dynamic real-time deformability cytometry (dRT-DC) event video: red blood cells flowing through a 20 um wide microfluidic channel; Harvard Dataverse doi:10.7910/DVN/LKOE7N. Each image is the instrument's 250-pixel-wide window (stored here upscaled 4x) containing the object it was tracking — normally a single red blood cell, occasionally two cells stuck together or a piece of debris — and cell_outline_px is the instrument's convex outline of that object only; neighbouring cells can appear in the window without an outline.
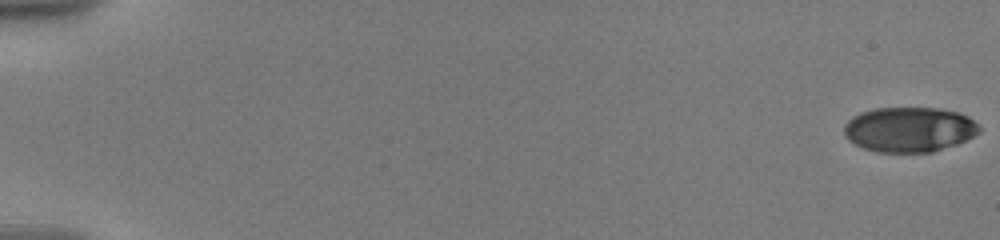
{"species": "human", "species_latin": "Homo sapiens", "temperature_condition": "warm", "stored_images_in_passage": 50, "camera_frame_rate_fps": 3000, "um_per_image_px": 0.085, "donor": {"sex": "male"}, "frame": {"image": 1, "passage_image": 1, "time_ms": 0.0, "image_size_px": [1000, 240], "cell_outline_px": [[980, 132], [956, 144], [932, 152], [876, 152], [864, 148], [848, 140], [844, 136], [844, 124], [852, 116], [860, 112], [876, 108], [936, 108], [956, 112], [968, 116], [980, 128]], "centroid_in_image_um": [77.24, 11.0], "position_along_channel_um": 7.8, "area_um2": 35.32}}
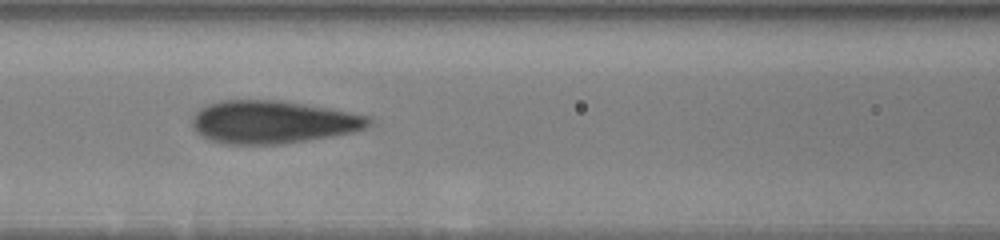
{"frame": {"image": 2, "passage_image": 43, "time_ms": 9.0, "image_size_px": [1000, 240], "cell_outline_px": [[372, 124], [364, 128], [352, 132], [332, 136], [280, 144], [224, 144], [200, 136], [196, 132], [192, 124], [192, 116], [200, 108], [208, 104], [220, 100], [284, 100], [332, 108], [372, 116]], "centroid_in_image_um": [23.2, 10.36], "position_along_channel_um": 143.4, "area_um2": 44.51}}
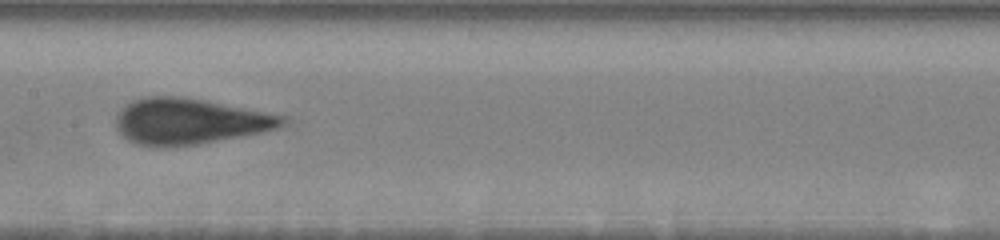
{"frame": {"image": 3, "passage_image": 49, "time_ms": 10.333, "image_size_px": [1000, 240], "cell_outline_px": [[288, 124], [276, 128], [260, 132], [240, 136], [196, 144], [136, 144], [128, 140], [116, 128], [116, 112], [120, 108], [132, 100], [144, 96], [180, 96], [208, 100], [288, 116]], "centroid_in_image_um": [16.14, 10.25], "position_along_channel_um": 191.3, "area_um2": 44.16}}